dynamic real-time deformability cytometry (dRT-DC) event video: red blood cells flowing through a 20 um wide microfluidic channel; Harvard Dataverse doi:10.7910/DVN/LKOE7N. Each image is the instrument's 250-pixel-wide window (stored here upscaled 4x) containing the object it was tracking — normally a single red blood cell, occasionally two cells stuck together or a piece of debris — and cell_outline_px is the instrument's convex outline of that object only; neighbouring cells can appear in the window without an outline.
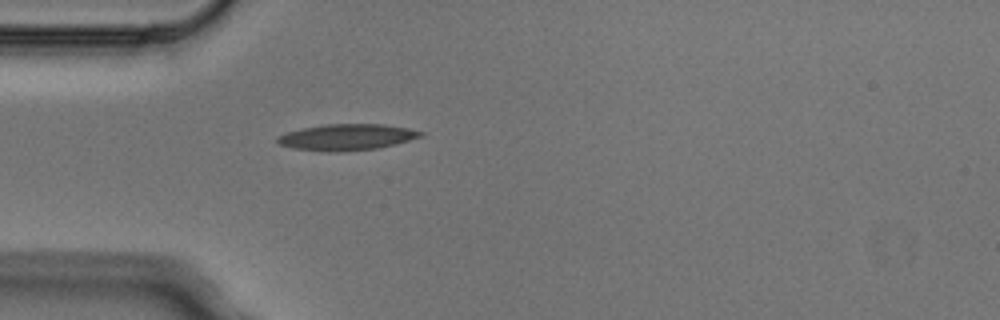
{"species": "Egyptian fruit bat (a non-hibernating species)", "species_latin": "Rousettus aegyptiacus", "temperature_condition": "cold", "stored_images_in_passage": 1, "camera_frame_rate_fps": 3000, "um_per_image_px": 0.085, "animal": {"sex": "male"}, "frame": {"image": 1, "passage_image": 1, "time_ms": 0.0, "image_size_px": [1000, 320], "cell_outline_px": [[424, 136], [396, 144], [376, 148], [336, 152], [328, 152], [292, 148], [280, 144], [276, 140], [276, 136], [300, 128], [324, 124], [384, 124], [408, 128], [424, 132]], "centroid_in_image_um": [29.48, 11.65], "position_along_channel_um": 55.5, "area_um2": 21.96}}